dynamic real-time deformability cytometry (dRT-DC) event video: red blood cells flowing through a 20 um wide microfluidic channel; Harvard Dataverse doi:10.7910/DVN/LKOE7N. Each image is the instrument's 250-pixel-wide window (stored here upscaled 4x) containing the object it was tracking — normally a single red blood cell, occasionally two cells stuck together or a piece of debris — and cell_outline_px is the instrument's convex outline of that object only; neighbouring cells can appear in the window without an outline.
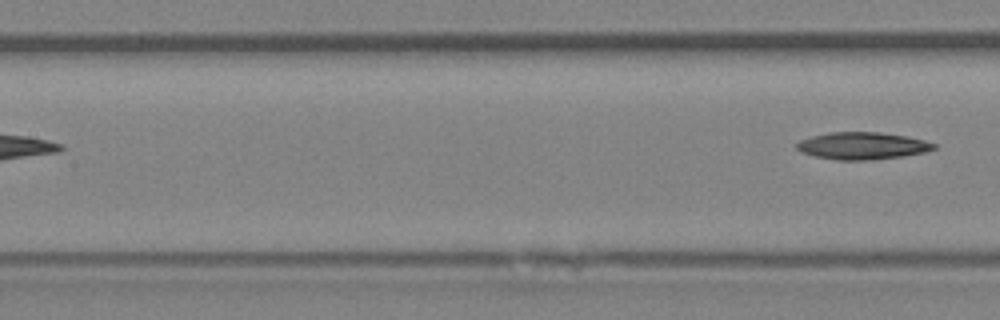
{"species": "Egyptian fruit bat (a non-hibernating species)", "species_latin": "Rousettus aegyptiacus", "temperature_condition": "room temperature", "stored_images_in_passage": 5, "segment_of_instrument_passage": [2, 2], "camera_frame_rate_fps": 3000, "um_per_image_px": 0.085, "animal": {"sex": "female"}, "frame": {"image": 1, "passage_image": 5, "time_ms": 4.667, "image_size_px": [1000, 320], "cell_outline_px": [[936, 148], [928, 152], [904, 156], [868, 160], [836, 160], [812, 156], [800, 152], [792, 144], [800, 140], [812, 136], [828, 132], [876, 132], [908, 136], [924, 140], [936, 144]], "centroid_in_image_um": [73.27, 12.4], "position_along_channel_um": 134.1, "area_um2": 22.08}}